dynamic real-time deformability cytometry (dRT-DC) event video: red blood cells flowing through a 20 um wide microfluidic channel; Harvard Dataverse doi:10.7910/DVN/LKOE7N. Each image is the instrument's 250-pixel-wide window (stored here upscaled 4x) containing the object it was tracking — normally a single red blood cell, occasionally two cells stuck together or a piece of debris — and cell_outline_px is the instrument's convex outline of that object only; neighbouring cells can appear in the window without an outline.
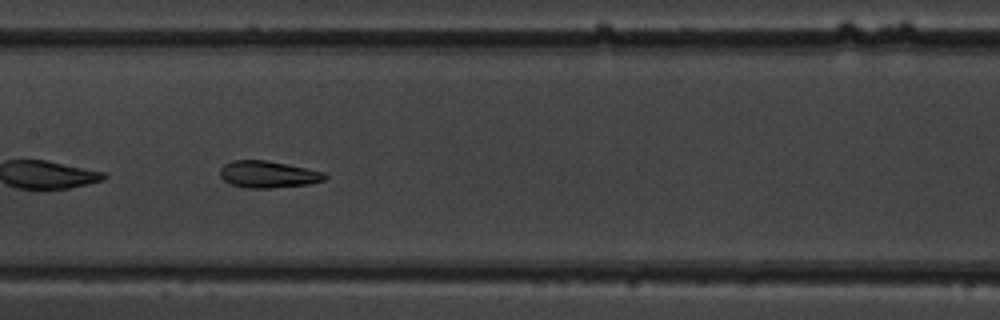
{"species": "common noctule bat (a hibernating species)", "species_latin": "Nyctalus noctula", "temperature_condition": "warm", "stored_images_in_passage": 51, "camera_frame_rate_fps": 3000, "um_per_image_px": 0.085, "animal": {"sex": "male", "body_mass_g": 19.5, "forearm_length_mm": 54.6}, "frame": {"image": 1, "passage_image": 25, "time_ms": 8.0, "image_size_px": [1000, 320], "cell_outline_px": [[328, 176], [324, 180], [308, 184], [272, 188], [248, 188], [232, 184], [224, 180], [220, 176], [220, 168], [224, 164], [232, 160], [264, 160], [324, 172]], "centroid_in_image_um": [22.76, 14.82], "position_along_channel_um": 184.6, "area_um2": 16.18}}
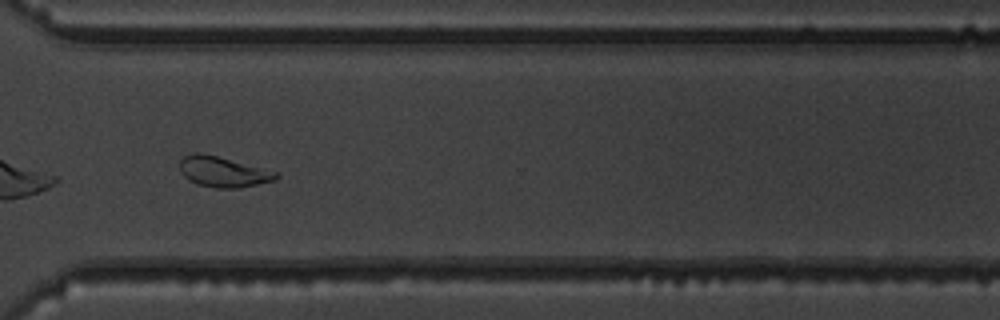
{"frame": {"image": 2, "passage_image": 38, "time_ms": 12.333, "image_size_px": [1000, 320], "cell_outline_px": [[280, 176], [276, 180], [240, 188], [216, 188], [196, 184], [188, 180], [180, 172], [180, 160], [184, 156], [192, 152], [200, 152], [280, 172]], "centroid_in_image_um": [18.97, 14.61], "position_along_channel_um": 351.6, "area_um2": 17.28}}
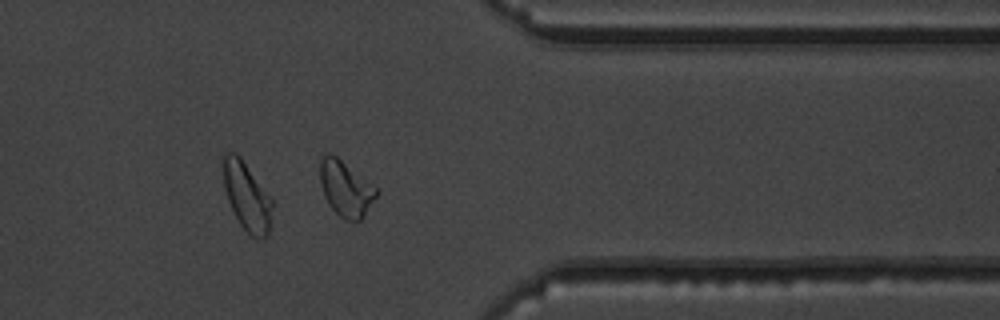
{"frame": {"image": 3, "passage_image": 41, "time_ms": 13.333, "image_size_px": [1000, 320], "cell_outline_px": [[380, 192], [360, 220], [344, 220], [328, 204], [324, 196], [320, 184], [320, 160], [324, 152], [328, 152], [336, 156], [376, 188]], "centroid_in_image_um": [29.35, 16.02], "position_along_channel_um": 382.0, "area_um2": 17.98}, "authors_computed_cell_mechanics": {"area_um2": 17.9758, "velocity_mm_per_s": 3.8603, "shape_relaxation_time_tau1_ms": 5.7702, "shape_relaxation_time_tau2_ms": 1.827, "deformation_change_tau1": 0.157, "deformation_change_tau2": 0.0697}}